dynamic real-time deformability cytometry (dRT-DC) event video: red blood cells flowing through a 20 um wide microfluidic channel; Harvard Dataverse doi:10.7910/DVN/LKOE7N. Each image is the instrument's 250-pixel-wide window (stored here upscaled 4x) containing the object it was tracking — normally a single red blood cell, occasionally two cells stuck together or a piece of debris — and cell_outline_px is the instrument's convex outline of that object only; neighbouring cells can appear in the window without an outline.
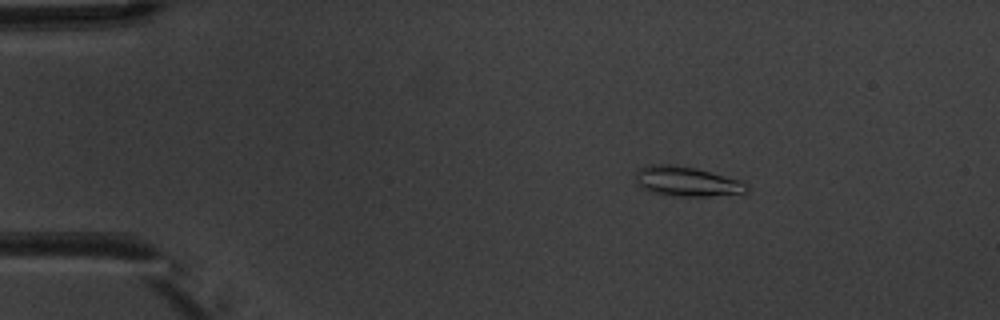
{"species": "common noctule bat (a hibernating species)", "species_latin": "Nyctalus noctula", "temperature_condition": "warm", "stored_images_in_passage": 4, "camera_frame_rate_fps": 3000, "um_per_image_px": 0.085, "animal": {"sex": "male", "body_mass_g": 20.1, "forearm_length_mm": 53.5}, "frame": {"image": 1, "passage_image": 3, "time_ms": 2.333, "image_size_px": [1000, 320], "cell_outline_px": [[748, 192], [708, 196], [672, 196], [652, 192], [636, 184], [636, 172], [640, 168], [648, 164], [668, 164], [696, 168], [740, 180], [748, 184]], "centroid_in_image_um": [58.36, 15.42], "position_along_channel_um": 26.6, "area_um2": 19.19}}